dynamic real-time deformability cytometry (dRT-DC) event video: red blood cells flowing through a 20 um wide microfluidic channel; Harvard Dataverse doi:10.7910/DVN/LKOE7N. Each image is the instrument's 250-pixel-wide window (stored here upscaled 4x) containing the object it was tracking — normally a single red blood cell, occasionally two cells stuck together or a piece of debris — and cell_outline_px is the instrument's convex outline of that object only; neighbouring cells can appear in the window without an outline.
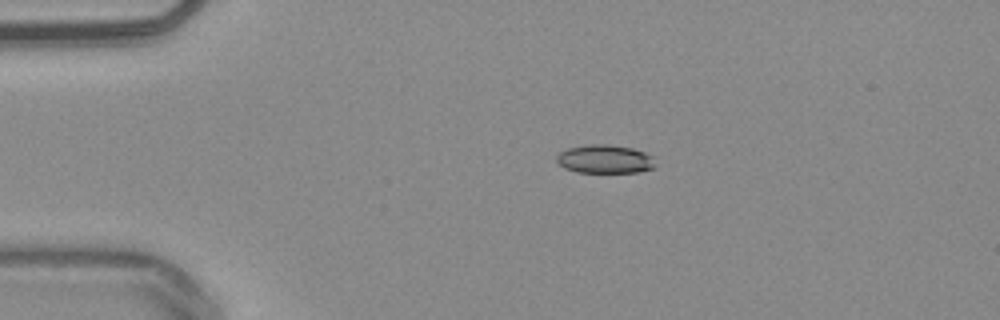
{"species": "common noctule bat (a hibernating species)", "species_latin": "Nyctalus noctula", "temperature_condition": "warm", "stored_images_in_passage": 4, "camera_frame_rate_fps": 3000, "um_per_image_px": 0.085, "animal": {"sex": "male", "body_mass_g": 20.4}, "frame": {"image": 1, "passage_image": 3, "time_ms": 0.667, "image_size_px": [1000, 320], "cell_outline_px": [[656, 168], [636, 172], [576, 172], [564, 168], [556, 160], [556, 156], [560, 152], [568, 148], [592, 144], [608, 144], [632, 148], [644, 152], [652, 156], [656, 164]], "centroid_in_image_um": [51.43, 13.52], "position_along_channel_um": 33.6, "area_um2": 16.42}}